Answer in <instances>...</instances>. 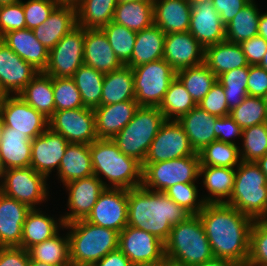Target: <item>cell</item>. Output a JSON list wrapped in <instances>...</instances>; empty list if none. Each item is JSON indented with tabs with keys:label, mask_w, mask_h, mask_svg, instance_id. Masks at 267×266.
I'll list each match as a JSON object with an SVG mask.
<instances>
[{
	"label": "cell",
	"mask_w": 267,
	"mask_h": 266,
	"mask_svg": "<svg viewBox=\"0 0 267 266\" xmlns=\"http://www.w3.org/2000/svg\"><path fill=\"white\" fill-rule=\"evenodd\" d=\"M198 216L203 224L214 258L246 266L253 219L226 203H206Z\"/></svg>",
	"instance_id": "6da1fadb"
},
{
	"label": "cell",
	"mask_w": 267,
	"mask_h": 266,
	"mask_svg": "<svg viewBox=\"0 0 267 266\" xmlns=\"http://www.w3.org/2000/svg\"><path fill=\"white\" fill-rule=\"evenodd\" d=\"M192 214L176 204L164 192L143 186L128 190V226L151 233L166 242L173 225L186 221Z\"/></svg>",
	"instance_id": "7a4b0ae2"
},
{
	"label": "cell",
	"mask_w": 267,
	"mask_h": 266,
	"mask_svg": "<svg viewBox=\"0 0 267 266\" xmlns=\"http://www.w3.org/2000/svg\"><path fill=\"white\" fill-rule=\"evenodd\" d=\"M89 151L93 173L106 188L129 190L142 186V164L123 154L112 139L95 140L89 144Z\"/></svg>",
	"instance_id": "3957f363"
},
{
	"label": "cell",
	"mask_w": 267,
	"mask_h": 266,
	"mask_svg": "<svg viewBox=\"0 0 267 266\" xmlns=\"http://www.w3.org/2000/svg\"><path fill=\"white\" fill-rule=\"evenodd\" d=\"M68 229L71 266H91L118 249L119 233L85 219L64 224Z\"/></svg>",
	"instance_id": "277c9868"
},
{
	"label": "cell",
	"mask_w": 267,
	"mask_h": 266,
	"mask_svg": "<svg viewBox=\"0 0 267 266\" xmlns=\"http://www.w3.org/2000/svg\"><path fill=\"white\" fill-rule=\"evenodd\" d=\"M165 244V257L185 266H198L214 258L198 215L172 226Z\"/></svg>",
	"instance_id": "5b68a950"
},
{
	"label": "cell",
	"mask_w": 267,
	"mask_h": 266,
	"mask_svg": "<svg viewBox=\"0 0 267 266\" xmlns=\"http://www.w3.org/2000/svg\"><path fill=\"white\" fill-rule=\"evenodd\" d=\"M255 220H267V177L255 162L236 167L232 195L226 203Z\"/></svg>",
	"instance_id": "8992f818"
},
{
	"label": "cell",
	"mask_w": 267,
	"mask_h": 266,
	"mask_svg": "<svg viewBox=\"0 0 267 266\" xmlns=\"http://www.w3.org/2000/svg\"><path fill=\"white\" fill-rule=\"evenodd\" d=\"M165 121L158 107L139 106L130 122L112 140L123 154L143 164L151 142Z\"/></svg>",
	"instance_id": "52a82bcc"
},
{
	"label": "cell",
	"mask_w": 267,
	"mask_h": 266,
	"mask_svg": "<svg viewBox=\"0 0 267 266\" xmlns=\"http://www.w3.org/2000/svg\"><path fill=\"white\" fill-rule=\"evenodd\" d=\"M142 186L154 192H164L177 183H197L199 154L157 163L142 164Z\"/></svg>",
	"instance_id": "ba28073f"
},
{
	"label": "cell",
	"mask_w": 267,
	"mask_h": 266,
	"mask_svg": "<svg viewBox=\"0 0 267 266\" xmlns=\"http://www.w3.org/2000/svg\"><path fill=\"white\" fill-rule=\"evenodd\" d=\"M135 101L139 106L159 107L176 71L159 59L133 67Z\"/></svg>",
	"instance_id": "9c48e42d"
},
{
	"label": "cell",
	"mask_w": 267,
	"mask_h": 266,
	"mask_svg": "<svg viewBox=\"0 0 267 266\" xmlns=\"http://www.w3.org/2000/svg\"><path fill=\"white\" fill-rule=\"evenodd\" d=\"M48 188L47 178L31 166L6 169L0 183V192L31 209L50 199Z\"/></svg>",
	"instance_id": "30bf717a"
},
{
	"label": "cell",
	"mask_w": 267,
	"mask_h": 266,
	"mask_svg": "<svg viewBox=\"0 0 267 266\" xmlns=\"http://www.w3.org/2000/svg\"><path fill=\"white\" fill-rule=\"evenodd\" d=\"M85 28L76 26L68 32L50 51L44 73L52 78H72L84 64Z\"/></svg>",
	"instance_id": "8fae6325"
},
{
	"label": "cell",
	"mask_w": 267,
	"mask_h": 266,
	"mask_svg": "<svg viewBox=\"0 0 267 266\" xmlns=\"http://www.w3.org/2000/svg\"><path fill=\"white\" fill-rule=\"evenodd\" d=\"M49 128L63 135L69 143L91 144L98 139L91 108L55 111L49 118Z\"/></svg>",
	"instance_id": "7c38bea8"
},
{
	"label": "cell",
	"mask_w": 267,
	"mask_h": 266,
	"mask_svg": "<svg viewBox=\"0 0 267 266\" xmlns=\"http://www.w3.org/2000/svg\"><path fill=\"white\" fill-rule=\"evenodd\" d=\"M195 154L183 127L176 120H166L151 142L144 163H157Z\"/></svg>",
	"instance_id": "4fadbf2b"
},
{
	"label": "cell",
	"mask_w": 267,
	"mask_h": 266,
	"mask_svg": "<svg viewBox=\"0 0 267 266\" xmlns=\"http://www.w3.org/2000/svg\"><path fill=\"white\" fill-rule=\"evenodd\" d=\"M85 220L120 233L128 223V190L105 188Z\"/></svg>",
	"instance_id": "5bb4252c"
},
{
	"label": "cell",
	"mask_w": 267,
	"mask_h": 266,
	"mask_svg": "<svg viewBox=\"0 0 267 266\" xmlns=\"http://www.w3.org/2000/svg\"><path fill=\"white\" fill-rule=\"evenodd\" d=\"M118 249L133 265L156 263L166 258L164 242L128 225L119 233Z\"/></svg>",
	"instance_id": "9a60e30c"
},
{
	"label": "cell",
	"mask_w": 267,
	"mask_h": 266,
	"mask_svg": "<svg viewBox=\"0 0 267 266\" xmlns=\"http://www.w3.org/2000/svg\"><path fill=\"white\" fill-rule=\"evenodd\" d=\"M0 114L4 127L13 128L30 140L40 136L49 127V119L18 95H9L6 98Z\"/></svg>",
	"instance_id": "2e32d148"
},
{
	"label": "cell",
	"mask_w": 267,
	"mask_h": 266,
	"mask_svg": "<svg viewBox=\"0 0 267 266\" xmlns=\"http://www.w3.org/2000/svg\"><path fill=\"white\" fill-rule=\"evenodd\" d=\"M68 211L62 217L63 223L86 219L91 213L99 195L105 190L104 184L95 176L76 179L66 183Z\"/></svg>",
	"instance_id": "e0dca14e"
},
{
	"label": "cell",
	"mask_w": 267,
	"mask_h": 266,
	"mask_svg": "<svg viewBox=\"0 0 267 266\" xmlns=\"http://www.w3.org/2000/svg\"><path fill=\"white\" fill-rule=\"evenodd\" d=\"M32 153L30 166L47 179L51 172L59 169V165L69 142L49 127L31 141Z\"/></svg>",
	"instance_id": "ac0fdd59"
},
{
	"label": "cell",
	"mask_w": 267,
	"mask_h": 266,
	"mask_svg": "<svg viewBox=\"0 0 267 266\" xmlns=\"http://www.w3.org/2000/svg\"><path fill=\"white\" fill-rule=\"evenodd\" d=\"M205 48L188 32L166 34L163 59L177 72L204 62Z\"/></svg>",
	"instance_id": "d6986e66"
},
{
	"label": "cell",
	"mask_w": 267,
	"mask_h": 266,
	"mask_svg": "<svg viewBox=\"0 0 267 266\" xmlns=\"http://www.w3.org/2000/svg\"><path fill=\"white\" fill-rule=\"evenodd\" d=\"M225 28L212 3H191L189 32L204 48L225 41Z\"/></svg>",
	"instance_id": "ffe728a7"
},
{
	"label": "cell",
	"mask_w": 267,
	"mask_h": 266,
	"mask_svg": "<svg viewBox=\"0 0 267 266\" xmlns=\"http://www.w3.org/2000/svg\"><path fill=\"white\" fill-rule=\"evenodd\" d=\"M38 73L0 39V85L9 95H18Z\"/></svg>",
	"instance_id": "44dd1931"
},
{
	"label": "cell",
	"mask_w": 267,
	"mask_h": 266,
	"mask_svg": "<svg viewBox=\"0 0 267 266\" xmlns=\"http://www.w3.org/2000/svg\"><path fill=\"white\" fill-rule=\"evenodd\" d=\"M77 26L74 3L61 2L48 19L32 31L36 39L49 51L73 28Z\"/></svg>",
	"instance_id": "7402d4cb"
},
{
	"label": "cell",
	"mask_w": 267,
	"mask_h": 266,
	"mask_svg": "<svg viewBox=\"0 0 267 266\" xmlns=\"http://www.w3.org/2000/svg\"><path fill=\"white\" fill-rule=\"evenodd\" d=\"M31 208L0 192V247H21L23 224Z\"/></svg>",
	"instance_id": "603a6c76"
},
{
	"label": "cell",
	"mask_w": 267,
	"mask_h": 266,
	"mask_svg": "<svg viewBox=\"0 0 267 266\" xmlns=\"http://www.w3.org/2000/svg\"><path fill=\"white\" fill-rule=\"evenodd\" d=\"M139 104L135 100L99 106L94 109L98 139H112L133 118Z\"/></svg>",
	"instance_id": "cb8c5ba5"
},
{
	"label": "cell",
	"mask_w": 267,
	"mask_h": 266,
	"mask_svg": "<svg viewBox=\"0 0 267 266\" xmlns=\"http://www.w3.org/2000/svg\"><path fill=\"white\" fill-rule=\"evenodd\" d=\"M84 64L104 74L124 66L101 29H85Z\"/></svg>",
	"instance_id": "d4e9b609"
},
{
	"label": "cell",
	"mask_w": 267,
	"mask_h": 266,
	"mask_svg": "<svg viewBox=\"0 0 267 266\" xmlns=\"http://www.w3.org/2000/svg\"><path fill=\"white\" fill-rule=\"evenodd\" d=\"M12 51L39 72H44L49 60V50L35 37L28 28L10 31L1 38Z\"/></svg>",
	"instance_id": "484cf974"
},
{
	"label": "cell",
	"mask_w": 267,
	"mask_h": 266,
	"mask_svg": "<svg viewBox=\"0 0 267 266\" xmlns=\"http://www.w3.org/2000/svg\"><path fill=\"white\" fill-rule=\"evenodd\" d=\"M154 25L165 34L188 32L191 18L189 0H153Z\"/></svg>",
	"instance_id": "4316f807"
},
{
	"label": "cell",
	"mask_w": 267,
	"mask_h": 266,
	"mask_svg": "<svg viewBox=\"0 0 267 266\" xmlns=\"http://www.w3.org/2000/svg\"><path fill=\"white\" fill-rule=\"evenodd\" d=\"M218 117L211 115L198 105L190 112L182 115L177 122L183 127L190 145L196 153L211 142L216 141L214 126Z\"/></svg>",
	"instance_id": "83f0119b"
},
{
	"label": "cell",
	"mask_w": 267,
	"mask_h": 266,
	"mask_svg": "<svg viewBox=\"0 0 267 266\" xmlns=\"http://www.w3.org/2000/svg\"><path fill=\"white\" fill-rule=\"evenodd\" d=\"M236 168L200 166L199 178L208 195L201 197L205 204L227 203L232 195Z\"/></svg>",
	"instance_id": "f1b7e54d"
},
{
	"label": "cell",
	"mask_w": 267,
	"mask_h": 266,
	"mask_svg": "<svg viewBox=\"0 0 267 266\" xmlns=\"http://www.w3.org/2000/svg\"><path fill=\"white\" fill-rule=\"evenodd\" d=\"M40 209L42 208H32L23 224L21 247L25 250L52 238L64 227L61 216L54 218V215L45 214Z\"/></svg>",
	"instance_id": "f546056e"
},
{
	"label": "cell",
	"mask_w": 267,
	"mask_h": 266,
	"mask_svg": "<svg viewBox=\"0 0 267 266\" xmlns=\"http://www.w3.org/2000/svg\"><path fill=\"white\" fill-rule=\"evenodd\" d=\"M204 63L217 77L226 71L249 65L241 45L227 40L206 47Z\"/></svg>",
	"instance_id": "4dcf8cb0"
},
{
	"label": "cell",
	"mask_w": 267,
	"mask_h": 266,
	"mask_svg": "<svg viewBox=\"0 0 267 266\" xmlns=\"http://www.w3.org/2000/svg\"><path fill=\"white\" fill-rule=\"evenodd\" d=\"M56 175L63 185L93 176L89 144L69 143Z\"/></svg>",
	"instance_id": "1f68e13d"
},
{
	"label": "cell",
	"mask_w": 267,
	"mask_h": 266,
	"mask_svg": "<svg viewBox=\"0 0 267 266\" xmlns=\"http://www.w3.org/2000/svg\"><path fill=\"white\" fill-rule=\"evenodd\" d=\"M25 134L4 127L0 143V155L6 169L29 167L32 144Z\"/></svg>",
	"instance_id": "d6a6232c"
},
{
	"label": "cell",
	"mask_w": 267,
	"mask_h": 266,
	"mask_svg": "<svg viewBox=\"0 0 267 266\" xmlns=\"http://www.w3.org/2000/svg\"><path fill=\"white\" fill-rule=\"evenodd\" d=\"M166 34L156 25L138 31L128 67L163 59Z\"/></svg>",
	"instance_id": "836d02e7"
},
{
	"label": "cell",
	"mask_w": 267,
	"mask_h": 266,
	"mask_svg": "<svg viewBox=\"0 0 267 266\" xmlns=\"http://www.w3.org/2000/svg\"><path fill=\"white\" fill-rule=\"evenodd\" d=\"M135 100L133 69L128 66L106 73L103 80L101 106Z\"/></svg>",
	"instance_id": "e575fe53"
},
{
	"label": "cell",
	"mask_w": 267,
	"mask_h": 266,
	"mask_svg": "<svg viewBox=\"0 0 267 266\" xmlns=\"http://www.w3.org/2000/svg\"><path fill=\"white\" fill-rule=\"evenodd\" d=\"M18 96L48 119L55 112L52 77L44 72H39Z\"/></svg>",
	"instance_id": "d590c367"
},
{
	"label": "cell",
	"mask_w": 267,
	"mask_h": 266,
	"mask_svg": "<svg viewBox=\"0 0 267 266\" xmlns=\"http://www.w3.org/2000/svg\"><path fill=\"white\" fill-rule=\"evenodd\" d=\"M77 25L85 29H101L113 20L117 0H77Z\"/></svg>",
	"instance_id": "8d00e7d4"
},
{
	"label": "cell",
	"mask_w": 267,
	"mask_h": 266,
	"mask_svg": "<svg viewBox=\"0 0 267 266\" xmlns=\"http://www.w3.org/2000/svg\"><path fill=\"white\" fill-rule=\"evenodd\" d=\"M113 22L133 31H141L154 24L153 0L118 3Z\"/></svg>",
	"instance_id": "74e56055"
},
{
	"label": "cell",
	"mask_w": 267,
	"mask_h": 266,
	"mask_svg": "<svg viewBox=\"0 0 267 266\" xmlns=\"http://www.w3.org/2000/svg\"><path fill=\"white\" fill-rule=\"evenodd\" d=\"M260 9L255 0L250 1L228 23L225 28V38L232 43H242L258 35Z\"/></svg>",
	"instance_id": "f35d334b"
},
{
	"label": "cell",
	"mask_w": 267,
	"mask_h": 266,
	"mask_svg": "<svg viewBox=\"0 0 267 266\" xmlns=\"http://www.w3.org/2000/svg\"><path fill=\"white\" fill-rule=\"evenodd\" d=\"M59 233L60 231L52 238L30 247V259L54 266H71L68 233H63L62 236Z\"/></svg>",
	"instance_id": "ab89813d"
},
{
	"label": "cell",
	"mask_w": 267,
	"mask_h": 266,
	"mask_svg": "<svg viewBox=\"0 0 267 266\" xmlns=\"http://www.w3.org/2000/svg\"><path fill=\"white\" fill-rule=\"evenodd\" d=\"M104 73L85 64L81 65L72 76L86 108L101 106Z\"/></svg>",
	"instance_id": "60d3db41"
},
{
	"label": "cell",
	"mask_w": 267,
	"mask_h": 266,
	"mask_svg": "<svg viewBox=\"0 0 267 266\" xmlns=\"http://www.w3.org/2000/svg\"><path fill=\"white\" fill-rule=\"evenodd\" d=\"M176 77L182 82L197 105L217 81V76L204 62L197 66L178 70Z\"/></svg>",
	"instance_id": "b9f144b4"
},
{
	"label": "cell",
	"mask_w": 267,
	"mask_h": 266,
	"mask_svg": "<svg viewBox=\"0 0 267 266\" xmlns=\"http://www.w3.org/2000/svg\"><path fill=\"white\" fill-rule=\"evenodd\" d=\"M197 104L192 99L182 82L175 77L169 87L159 110L166 120H178L182 115L190 112Z\"/></svg>",
	"instance_id": "7bdbcfd3"
},
{
	"label": "cell",
	"mask_w": 267,
	"mask_h": 266,
	"mask_svg": "<svg viewBox=\"0 0 267 266\" xmlns=\"http://www.w3.org/2000/svg\"><path fill=\"white\" fill-rule=\"evenodd\" d=\"M240 146L213 141L198 152L200 166L236 168L241 163Z\"/></svg>",
	"instance_id": "ee69618b"
},
{
	"label": "cell",
	"mask_w": 267,
	"mask_h": 266,
	"mask_svg": "<svg viewBox=\"0 0 267 266\" xmlns=\"http://www.w3.org/2000/svg\"><path fill=\"white\" fill-rule=\"evenodd\" d=\"M249 65L226 71L217 77V81L223 86L226 102L229 110L238 107L247 93Z\"/></svg>",
	"instance_id": "f6af8a7d"
},
{
	"label": "cell",
	"mask_w": 267,
	"mask_h": 266,
	"mask_svg": "<svg viewBox=\"0 0 267 266\" xmlns=\"http://www.w3.org/2000/svg\"><path fill=\"white\" fill-rule=\"evenodd\" d=\"M101 30L106 35L120 62L126 66L132 56L137 32L113 21L102 27Z\"/></svg>",
	"instance_id": "bcb514c9"
},
{
	"label": "cell",
	"mask_w": 267,
	"mask_h": 266,
	"mask_svg": "<svg viewBox=\"0 0 267 266\" xmlns=\"http://www.w3.org/2000/svg\"><path fill=\"white\" fill-rule=\"evenodd\" d=\"M241 161L256 162L267 154V123H261L242 129Z\"/></svg>",
	"instance_id": "7dc6e473"
},
{
	"label": "cell",
	"mask_w": 267,
	"mask_h": 266,
	"mask_svg": "<svg viewBox=\"0 0 267 266\" xmlns=\"http://www.w3.org/2000/svg\"><path fill=\"white\" fill-rule=\"evenodd\" d=\"M242 128L267 123V104L265 98L246 96L243 102L229 114Z\"/></svg>",
	"instance_id": "c3c4849f"
},
{
	"label": "cell",
	"mask_w": 267,
	"mask_h": 266,
	"mask_svg": "<svg viewBox=\"0 0 267 266\" xmlns=\"http://www.w3.org/2000/svg\"><path fill=\"white\" fill-rule=\"evenodd\" d=\"M55 111L82 108L80 92L72 78H52Z\"/></svg>",
	"instance_id": "681fc988"
},
{
	"label": "cell",
	"mask_w": 267,
	"mask_h": 266,
	"mask_svg": "<svg viewBox=\"0 0 267 266\" xmlns=\"http://www.w3.org/2000/svg\"><path fill=\"white\" fill-rule=\"evenodd\" d=\"M199 191L196 183H177L166 189L164 193L192 215H198L205 205L204 200L198 195Z\"/></svg>",
	"instance_id": "f907efd6"
},
{
	"label": "cell",
	"mask_w": 267,
	"mask_h": 266,
	"mask_svg": "<svg viewBox=\"0 0 267 266\" xmlns=\"http://www.w3.org/2000/svg\"><path fill=\"white\" fill-rule=\"evenodd\" d=\"M246 266H267V220H255L252 224Z\"/></svg>",
	"instance_id": "816d5d0a"
},
{
	"label": "cell",
	"mask_w": 267,
	"mask_h": 266,
	"mask_svg": "<svg viewBox=\"0 0 267 266\" xmlns=\"http://www.w3.org/2000/svg\"><path fill=\"white\" fill-rule=\"evenodd\" d=\"M60 3L59 0H22L26 28L33 30L42 24Z\"/></svg>",
	"instance_id": "f5cc1de1"
},
{
	"label": "cell",
	"mask_w": 267,
	"mask_h": 266,
	"mask_svg": "<svg viewBox=\"0 0 267 266\" xmlns=\"http://www.w3.org/2000/svg\"><path fill=\"white\" fill-rule=\"evenodd\" d=\"M24 28H26V22L22 0L0 6V38L10 31Z\"/></svg>",
	"instance_id": "db71d44e"
},
{
	"label": "cell",
	"mask_w": 267,
	"mask_h": 266,
	"mask_svg": "<svg viewBox=\"0 0 267 266\" xmlns=\"http://www.w3.org/2000/svg\"><path fill=\"white\" fill-rule=\"evenodd\" d=\"M199 107L217 117H222L230 114L223 86L216 81L210 91L198 104Z\"/></svg>",
	"instance_id": "11a10c76"
},
{
	"label": "cell",
	"mask_w": 267,
	"mask_h": 266,
	"mask_svg": "<svg viewBox=\"0 0 267 266\" xmlns=\"http://www.w3.org/2000/svg\"><path fill=\"white\" fill-rule=\"evenodd\" d=\"M215 136L218 141L236 144L234 139L241 140L242 128L234 121L230 115L218 117L214 126ZM234 138V139H232Z\"/></svg>",
	"instance_id": "9f6ffc18"
},
{
	"label": "cell",
	"mask_w": 267,
	"mask_h": 266,
	"mask_svg": "<svg viewBox=\"0 0 267 266\" xmlns=\"http://www.w3.org/2000/svg\"><path fill=\"white\" fill-rule=\"evenodd\" d=\"M248 96L265 98L267 94V71L258 65H249Z\"/></svg>",
	"instance_id": "6f0895ef"
},
{
	"label": "cell",
	"mask_w": 267,
	"mask_h": 266,
	"mask_svg": "<svg viewBox=\"0 0 267 266\" xmlns=\"http://www.w3.org/2000/svg\"><path fill=\"white\" fill-rule=\"evenodd\" d=\"M249 65H258L267 51V41L257 35L240 43Z\"/></svg>",
	"instance_id": "680465c9"
},
{
	"label": "cell",
	"mask_w": 267,
	"mask_h": 266,
	"mask_svg": "<svg viewBox=\"0 0 267 266\" xmlns=\"http://www.w3.org/2000/svg\"><path fill=\"white\" fill-rule=\"evenodd\" d=\"M30 256L22 247H0V266H28Z\"/></svg>",
	"instance_id": "91938a15"
},
{
	"label": "cell",
	"mask_w": 267,
	"mask_h": 266,
	"mask_svg": "<svg viewBox=\"0 0 267 266\" xmlns=\"http://www.w3.org/2000/svg\"><path fill=\"white\" fill-rule=\"evenodd\" d=\"M249 2V0H213L212 4L220 15L221 21L226 25Z\"/></svg>",
	"instance_id": "94428289"
},
{
	"label": "cell",
	"mask_w": 267,
	"mask_h": 266,
	"mask_svg": "<svg viewBox=\"0 0 267 266\" xmlns=\"http://www.w3.org/2000/svg\"><path fill=\"white\" fill-rule=\"evenodd\" d=\"M91 266H134L131 261L119 250L109 252L101 260Z\"/></svg>",
	"instance_id": "6125c7cd"
},
{
	"label": "cell",
	"mask_w": 267,
	"mask_h": 266,
	"mask_svg": "<svg viewBox=\"0 0 267 266\" xmlns=\"http://www.w3.org/2000/svg\"><path fill=\"white\" fill-rule=\"evenodd\" d=\"M198 266H239L234 261L224 258H213Z\"/></svg>",
	"instance_id": "be15d7a7"
},
{
	"label": "cell",
	"mask_w": 267,
	"mask_h": 266,
	"mask_svg": "<svg viewBox=\"0 0 267 266\" xmlns=\"http://www.w3.org/2000/svg\"><path fill=\"white\" fill-rule=\"evenodd\" d=\"M258 35L267 41V12L260 14Z\"/></svg>",
	"instance_id": "e7e4bbea"
},
{
	"label": "cell",
	"mask_w": 267,
	"mask_h": 266,
	"mask_svg": "<svg viewBox=\"0 0 267 266\" xmlns=\"http://www.w3.org/2000/svg\"><path fill=\"white\" fill-rule=\"evenodd\" d=\"M260 170L266 175L267 177V154H265L264 156H262L260 159H258L256 162H255Z\"/></svg>",
	"instance_id": "03108f58"
},
{
	"label": "cell",
	"mask_w": 267,
	"mask_h": 266,
	"mask_svg": "<svg viewBox=\"0 0 267 266\" xmlns=\"http://www.w3.org/2000/svg\"><path fill=\"white\" fill-rule=\"evenodd\" d=\"M8 96H9V94L0 85V111H1V108L3 107L5 100Z\"/></svg>",
	"instance_id": "003e7915"
},
{
	"label": "cell",
	"mask_w": 267,
	"mask_h": 266,
	"mask_svg": "<svg viewBox=\"0 0 267 266\" xmlns=\"http://www.w3.org/2000/svg\"><path fill=\"white\" fill-rule=\"evenodd\" d=\"M134 266H167V258L156 262V263H150V264H138V265H134Z\"/></svg>",
	"instance_id": "a7ac6f4b"
},
{
	"label": "cell",
	"mask_w": 267,
	"mask_h": 266,
	"mask_svg": "<svg viewBox=\"0 0 267 266\" xmlns=\"http://www.w3.org/2000/svg\"><path fill=\"white\" fill-rule=\"evenodd\" d=\"M28 266H54V265L30 259Z\"/></svg>",
	"instance_id": "89a4df30"
},
{
	"label": "cell",
	"mask_w": 267,
	"mask_h": 266,
	"mask_svg": "<svg viewBox=\"0 0 267 266\" xmlns=\"http://www.w3.org/2000/svg\"><path fill=\"white\" fill-rule=\"evenodd\" d=\"M258 66L264 68L267 71V51Z\"/></svg>",
	"instance_id": "2644e50d"
},
{
	"label": "cell",
	"mask_w": 267,
	"mask_h": 266,
	"mask_svg": "<svg viewBox=\"0 0 267 266\" xmlns=\"http://www.w3.org/2000/svg\"><path fill=\"white\" fill-rule=\"evenodd\" d=\"M6 171V168L3 164V161H2V158H1V155H0V183L2 181V178H3V174L4 172Z\"/></svg>",
	"instance_id": "8c879c8a"
},
{
	"label": "cell",
	"mask_w": 267,
	"mask_h": 266,
	"mask_svg": "<svg viewBox=\"0 0 267 266\" xmlns=\"http://www.w3.org/2000/svg\"><path fill=\"white\" fill-rule=\"evenodd\" d=\"M20 0H0V6L14 4Z\"/></svg>",
	"instance_id": "753ad0ef"
},
{
	"label": "cell",
	"mask_w": 267,
	"mask_h": 266,
	"mask_svg": "<svg viewBox=\"0 0 267 266\" xmlns=\"http://www.w3.org/2000/svg\"><path fill=\"white\" fill-rule=\"evenodd\" d=\"M3 129H4V122H3L2 116L0 114V143H1V140H2Z\"/></svg>",
	"instance_id": "34e18365"
},
{
	"label": "cell",
	"mask_w": 267,
	"mask_h": 266,
	"mask_svg": "<svg viewBox=\"0 0 267 266\" xmlns=\"http://www.w3.org/2000/svg\"><path fill=\"white\" fill-rule=\"evenodd\" d=\"M167 266H185V265L177 264V263L172 262V261H169V260L167 259Z\"/></svg>",
	"instance_id": "11e5206c"
},
{
	"label": "cell",
	"mask_w": 267,
	"mask_h": 266,
	"mask_svg": "<svg viewBox=\"0 0 267 266\" xmlns=\"http://www.w3.org/2000/svg\"><path fill=\"white\" fill-rule=\"evenodd\" d=\"M191 3H197V2H209L212 3L213 0H189Z\"/></svg>",
	"instance_id": "2a66077c"
},
{
	"label": "cell",
	"mask_w": 267,
	"mask_h": 266,
	"mask_svg": "<svg viewBox=\"0 0 267 266\" xmlns=\"http://www.w3.org/2000/svg\"><path fill=\"white\" fill-rule=\"evenodd\" d=\"M59 1L64 3H75L77 0H59Z\"/></svg>",
	"instance_id": "b9fcfbb0"
},
{
	"label": "cell",
	"mask_w": 267,
	"mask_h": 266,
	"mask_svg": "<svg viewBox=\"0 0 267 266\" xmlns=\"http://www.w3.org/2000/svg\"><path fill=\"white\" fill-rule=\"evenodd\" d=\"M133 1H140V0H117L118 3L133 2Z\"/></svg>",
	"instance_id": "09005b40"
}]
</instances>
